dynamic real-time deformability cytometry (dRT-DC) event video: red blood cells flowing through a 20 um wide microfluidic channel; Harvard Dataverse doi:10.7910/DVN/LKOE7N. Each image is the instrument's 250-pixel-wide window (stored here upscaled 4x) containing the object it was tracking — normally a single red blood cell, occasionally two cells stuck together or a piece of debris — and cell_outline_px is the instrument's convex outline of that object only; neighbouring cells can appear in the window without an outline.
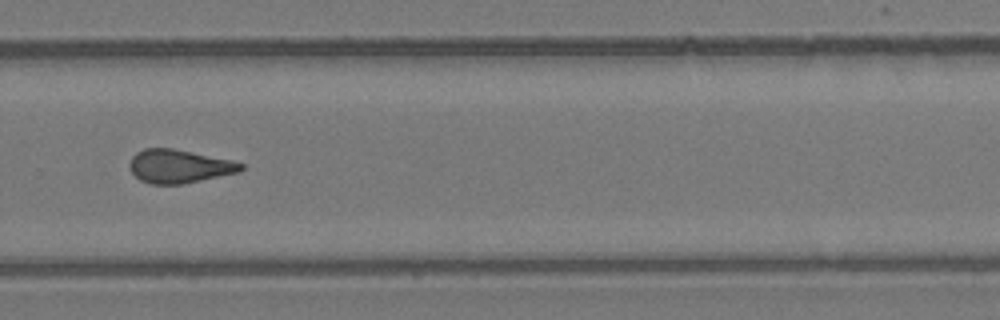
{"species": "common noctule bat (a hibernating species)", "species_latin": "Nyctalus noctula", "temperature_condition": "room temperature", "stored_images_in_passage": 38, "camera_frame_rate_fps": 3000, "um_per_image_px": 0.085, "animal": {"sex": "female", "body_mass_g": 24.6, "forearm_length_mm": 56.2}, "frame": {"image": 1, "passage_image": 22, "time_ms": 7.0, "image_size_px": [1000, 320], "cell_outline_px": [[244, 168], [240, 172], [184, 184], [148, 184], [140, 180], [132, 172], [128, 164], [132, 156], [136, 152], [144, 148], [172, 148], [232, 160], [244, 164]], "centroid_in_image_um": [15.22, 14.14], "position_along_channel_um": 314.6, "area_um2": 21.85}}